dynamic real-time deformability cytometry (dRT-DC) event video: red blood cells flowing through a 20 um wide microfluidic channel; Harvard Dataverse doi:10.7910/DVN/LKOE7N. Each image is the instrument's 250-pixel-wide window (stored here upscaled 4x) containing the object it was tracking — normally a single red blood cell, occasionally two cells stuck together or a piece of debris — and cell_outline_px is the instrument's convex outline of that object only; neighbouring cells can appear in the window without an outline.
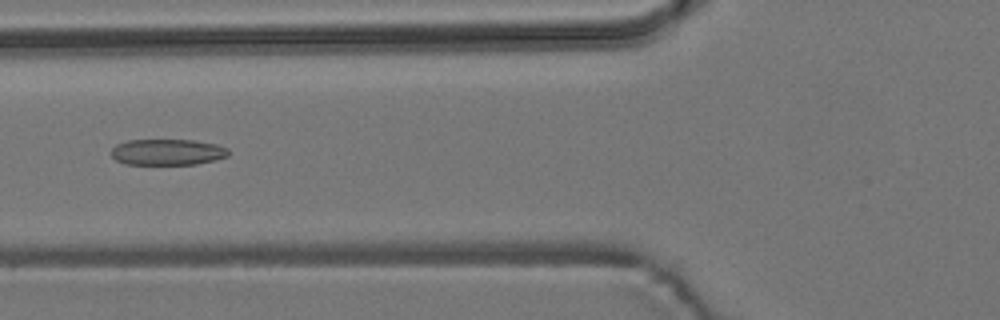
{"species": "common noctule bat (a hibernating species)", "species_latin": "Nyctalus noctula", "temperature_condition": "room temperature", "stored_images_in_passage": 7, "camera_frame_rate_fps": 3000, "um_per_image_px": 0.085, "animal": {"sex": "male", "body_mass_g": 19.2, "forearm_length_mm": 51.8}, "frame": {"image": 1, "passage_image": 5, "time_ms": 5.333, "image_size_px": [1000, 320], "cell_outline_px": [[228, 156], [216, 160], [196, 164], [124, 164], [116, 160], [112, 156], [112, 148], [116, 144], [128, 140], [192, 140], [216, 144], [228, 148]], "centroid_in_image_um": [14.23, 12.93], "position_along_channel_um": 111.6, "area_um2": 17.8}}
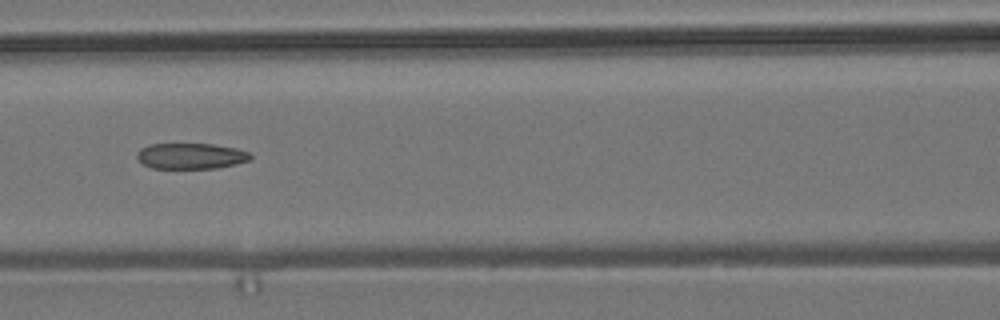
{"frame": {"image": 2, "passage_image": 6, "time_ms": 6.333, "image_size_px": [1000, 320], "cell_outline_px": [[252, 156], [248, 160], [236, 164], [216, 168], [152, 168], [144, 164], [136, 156], [136, 152], [140, 148], [148, 144], [212, 144], [236, 148], [248, 152]], "centroid_in_image_um": [16.2, 13.25], "position_along_channel_um": 150.4, "area_um2": 16.99}}
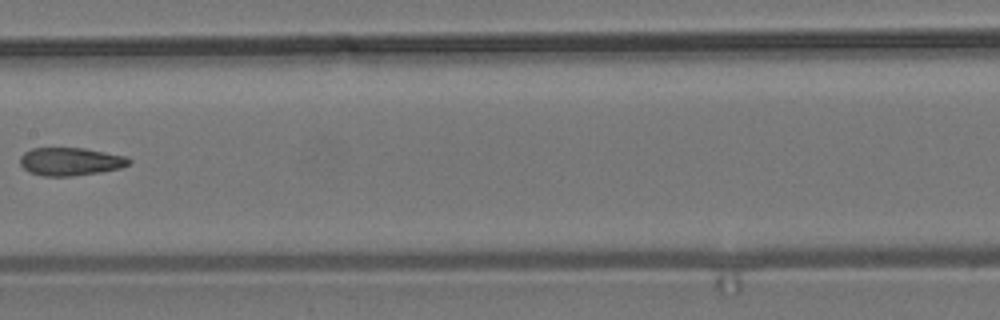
{"frame": {"image": 3, "passage_image": 7, "time_ms": 7.667, "image_size_px": [1000, 320], "cell_outline_px": [[132, 160], [128, 164], [120, 168], [100, 172], [72, 176], [44, 176], [28, 172], [20, 164], [20, 156], [24, 152], [32, 148], [84, 148], [128, 156]], "centroid_in_image_um": [5.98, 13.72], "position_along_channel_um": 201.4, "area_um2": 17.86}}